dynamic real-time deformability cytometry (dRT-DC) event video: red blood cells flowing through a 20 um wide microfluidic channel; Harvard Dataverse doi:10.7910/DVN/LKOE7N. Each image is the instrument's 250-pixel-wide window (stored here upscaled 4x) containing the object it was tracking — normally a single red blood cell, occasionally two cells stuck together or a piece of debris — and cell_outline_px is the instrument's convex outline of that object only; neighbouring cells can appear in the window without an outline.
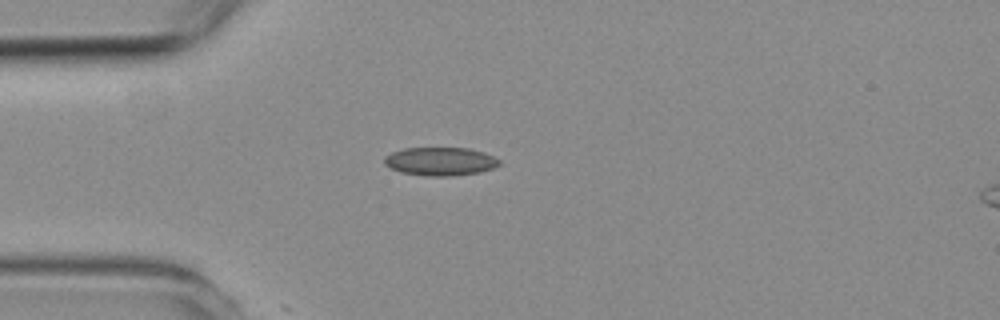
{"species": "common noctule bat (a hibernating species)", "species_latin": "Nyctalus noctula", "temperature_condition": "room temperature", "stored_images_in_passage": 1, "camera_frame_rate_fps": 3000, "um_per_image_px": 0.085, "animal": {"sex": "female", "body_mass_g": 19.3, "forearm_length_mm": 54.1}, "frame": {"image": 1, "passage_image": 1, "time_ms": 0.0, "image_size_px": [1000, 320], "cell_outline_px": [[500, 164], [492, 168], [480, 172], [452, 176], [432, 176], [400, 172], [384, 164], [384, 156], [392, 152], [404, 148], [468, 148], [484, 152], [500, 160]], "centroid_in_image_um": [37.42, 13.71], "position_along_channel_um": 47.6, "area_um2": 18.9}}